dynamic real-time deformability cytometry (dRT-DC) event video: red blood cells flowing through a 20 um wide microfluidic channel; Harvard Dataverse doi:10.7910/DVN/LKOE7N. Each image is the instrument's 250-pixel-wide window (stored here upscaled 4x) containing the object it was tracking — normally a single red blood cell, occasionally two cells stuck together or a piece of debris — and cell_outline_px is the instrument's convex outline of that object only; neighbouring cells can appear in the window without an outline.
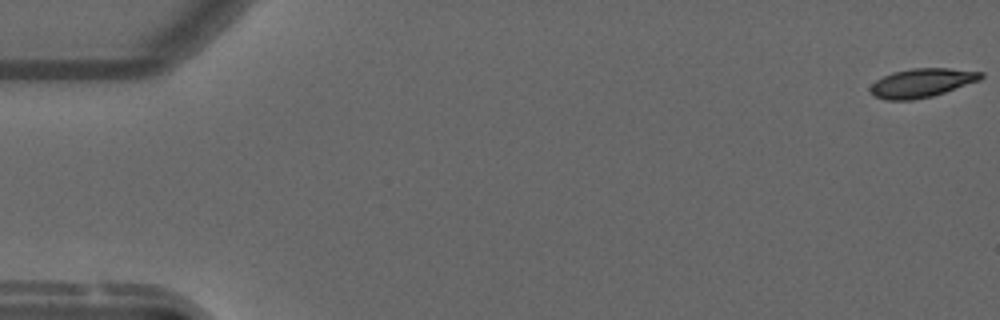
{"species": "common noctule bat (a hibernating species)", "species_latin": "Nyctalus noctula", "temperature_condition": "warm", "stored_images_in_passage": 10, "camera_frame_rate_fps": 3000, "um_per_image_px": 0.085, "animal": {"sex": "male", "forearm_length_mm": 52.5}, "frame": {"image": 1, "passage_image": 1, "time_ms": 0.0, "image_size_px": [1000, 320], "cell_outline_px": [[984, 76], [980, 80], [932, 96], [912, 100], [884, 100], [876, 96], [868, 88], [876, 80], [892, 72], [912, 68], [948, 68], [984, 72]], "centroid_in_image_um": [78.35, 7.04], "position_along_channel_um": 6.6, "area_um2": 18.5}}